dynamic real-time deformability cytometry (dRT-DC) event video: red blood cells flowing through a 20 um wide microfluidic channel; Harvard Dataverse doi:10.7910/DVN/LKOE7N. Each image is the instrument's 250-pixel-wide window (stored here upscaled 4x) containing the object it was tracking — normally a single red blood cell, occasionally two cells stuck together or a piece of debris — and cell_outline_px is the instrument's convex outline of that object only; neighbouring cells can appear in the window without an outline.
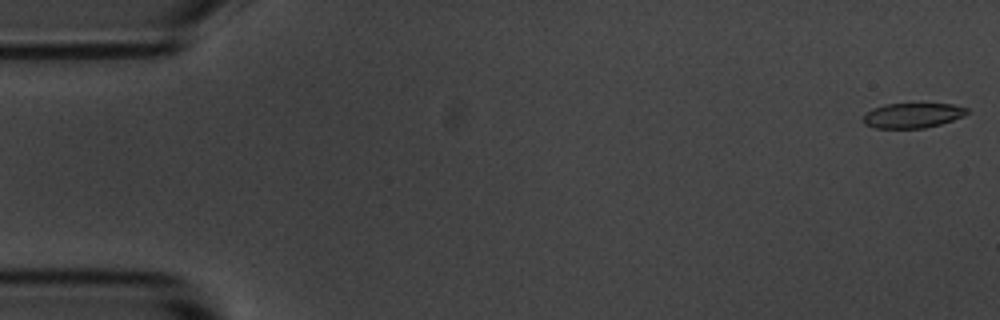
{"species": "common noctule bat (a hibernating species)", "species_latin": "Nyctalus noctula", "temperature_condition": "room temperature", "stored_images_in_passage": 6, "camera_frame_rate_fps": 3000, "um_per_image_px": 0.085, "animal": {"sex": "male", "body_mass_g": 20.1, "forearm_length_mm": 53.5}, "frame": {"image": 1, "passage_image": 1, "time_ms": 0.0, "image_size_px": [1000, 320], "cell_outline_px": [[968, 112], [964, 116], [940, 124], [924, 128], [872, 128], [864, 124], [864, 116], [872, 108], [884, 104], [952, 104], [968, 108]], "centroid_in_image_um": [77.56, 9.81], "position_along_channel_um": 7.4, "area_um2": 15.03}}
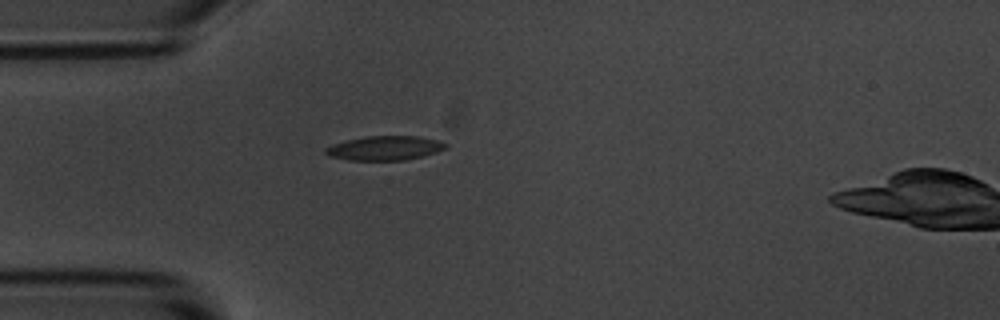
{"frame": {"image": 2, "passage_image": 5, "time_ms": 4.667, "image_size_px": [1000, 320], "cell_outline_px": [[448, 144], [444, 148], [436, 152], [404, 160], [348, 160], [332, 156], [324, 152], [324, 148], [332, 144], [364, 136], [416, 136], [436, 140]], "centroid_in_image_um": [32.66, 12.58], "position_along_channel_um": 52.3, "area_um2": 16.7}}